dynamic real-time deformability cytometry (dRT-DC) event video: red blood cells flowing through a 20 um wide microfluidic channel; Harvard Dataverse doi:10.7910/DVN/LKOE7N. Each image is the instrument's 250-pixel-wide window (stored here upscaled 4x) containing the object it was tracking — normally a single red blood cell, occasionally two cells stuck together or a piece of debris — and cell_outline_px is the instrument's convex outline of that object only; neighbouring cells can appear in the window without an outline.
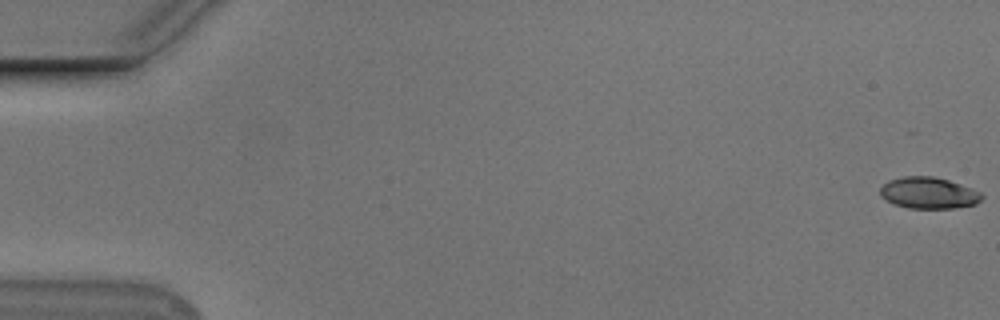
{"species": "Egyptian fruit bat (a non-hibernating species)", "species_latin": "Rousettus aegyptiacus", "temperature_condition": "cold", "stored_images_in_passage": 10, "camera_frame_rate_fps": 3000, "um_per_image_px": 0.085, "animal": {"sex": "male"}, "frame": {"image": 1, "passage_image": 1, "time_ms": 0.0, "image_size_px": [1000, 320], "cell_outline_px": [[984, 196], [976, 204], [952, 208], [908, 208], [892, 204], [884, 200], [880, 196], [880, 188], [888, 180], [904, 176], [932, 176], [948, 180], [960, 184], [980, 192]], "centroid_in_image_um": [78.88, 16.4], "position_along_channel_um": 6.1, "area_um2": 18.67}}